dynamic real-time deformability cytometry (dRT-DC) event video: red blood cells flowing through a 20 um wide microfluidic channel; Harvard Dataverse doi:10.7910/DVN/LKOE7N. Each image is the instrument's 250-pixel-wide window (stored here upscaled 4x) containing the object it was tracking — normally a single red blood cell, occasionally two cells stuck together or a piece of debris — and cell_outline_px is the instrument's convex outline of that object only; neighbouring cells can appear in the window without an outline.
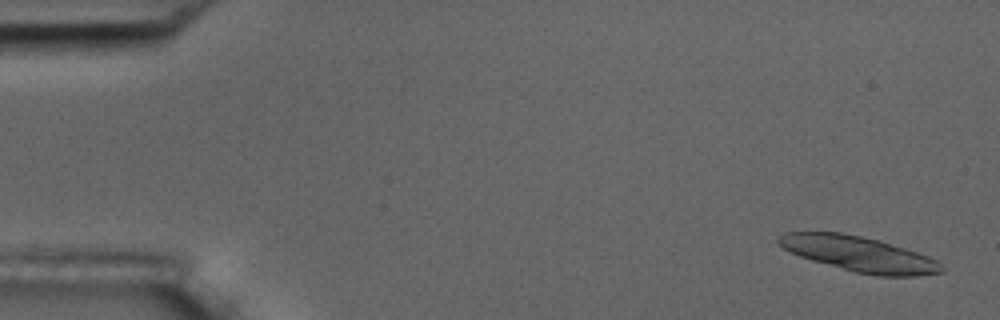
{"species": "common noctule bat (a hibernating species)", "species_latin": "Nyctalus noctula", "temperature_condition": "room temperature", "stored_images_in_passage": 8, "segment_of_instrument_passage": [1, 2], "camera_frame_rate_fps": 3000, "um_per_image_px": 0.085, "animal": {"sex": "male", "body_mass_g": 17.5, "forearm_length_mm": 52.3}, "frame": {"image": 1, "passage_image": 1, "time_ms": 0.0, "image_size_px": [1000, 320], "cell_outline_px": [[944, 268], [940, 272], [916, 276], [876, 276], [852, 272], [812, 260], [800, 256], [776, 244], [776, 240], [784, 232], [840, 232], [880, 240], [928, 256], [936, 260]], "centroid_in_image_um": [72.98, 21.59], "position_along_channel_um": 12.0, "area_um2": 33.29}}